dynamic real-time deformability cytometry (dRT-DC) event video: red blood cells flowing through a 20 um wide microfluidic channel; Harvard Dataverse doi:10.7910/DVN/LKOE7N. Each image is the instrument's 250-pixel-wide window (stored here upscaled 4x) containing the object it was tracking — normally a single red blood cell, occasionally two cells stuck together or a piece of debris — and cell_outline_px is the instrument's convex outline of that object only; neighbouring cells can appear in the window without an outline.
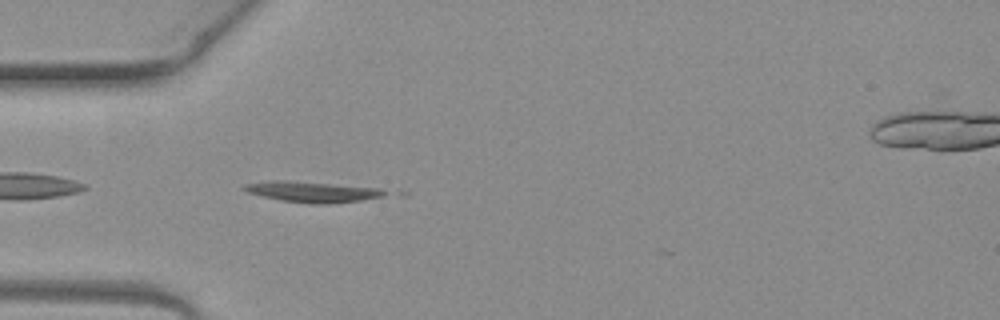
{"species": "common noctule bat (a hibernating species)", "species_latin": "Nyctalus noctula", "temperature_condition": "warm", "stored_images_in_passage": 3, "camera_frame_rate_fps": 3000, "um_per_image_px": 0.085, "animal": {"sex": "female", "body_mass_g": 19.3, "forearm_length_mm": 54.1}, "frame": {"image": 1, "passage_image": 2, "time_ms": 0.333, "image_size_px": [1000, 320], "cell_outline_px": [[412, 192], [408, 196], [324, 204], [312, 204], [280, 200], [248, 192], [240, 188], [244, 184], [272, 180], [284, 180], [400, 188]], "centroid_in_image_um": [27.28, 16.3], "position_along_channel_um": 57.7, "area_um2": 19.19}}